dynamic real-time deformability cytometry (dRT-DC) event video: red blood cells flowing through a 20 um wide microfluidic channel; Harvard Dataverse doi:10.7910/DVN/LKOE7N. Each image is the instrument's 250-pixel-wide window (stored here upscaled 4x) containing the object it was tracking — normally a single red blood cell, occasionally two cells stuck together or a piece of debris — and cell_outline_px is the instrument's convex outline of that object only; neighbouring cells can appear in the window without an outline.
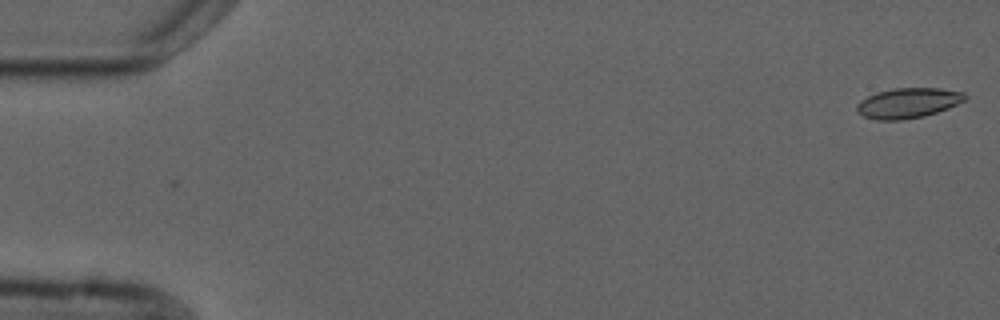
{"species": "common noctule bat (a hibernating species)", "species_latin": "Nyctalus noctula", "temperature_condition": "cold", "stored_images_in_passage": 2, "camera_frame_rate_fps": 3000, "um_per_image_px": 0.085, "animal": {"sex": "male", "forearm_length_mm": 52.5}, "frame": {"image": 1, "passage_image": 2, "time_ms": 1.333, "image_size_px": [1000, 320], "cell_outline_px": [[968, 96], [964, 100], [948, 108], [924, 116], [904, 120], [876, 120], [864, 116], [856, 112], [856, 104], [860, 100], [876, 92], [892, 88], [940, 88], [964, 92]], "centroid_in_image_um": [77.15, 8.75], "position_along_channel_um": 7.8, "area_um2": 19.13}}